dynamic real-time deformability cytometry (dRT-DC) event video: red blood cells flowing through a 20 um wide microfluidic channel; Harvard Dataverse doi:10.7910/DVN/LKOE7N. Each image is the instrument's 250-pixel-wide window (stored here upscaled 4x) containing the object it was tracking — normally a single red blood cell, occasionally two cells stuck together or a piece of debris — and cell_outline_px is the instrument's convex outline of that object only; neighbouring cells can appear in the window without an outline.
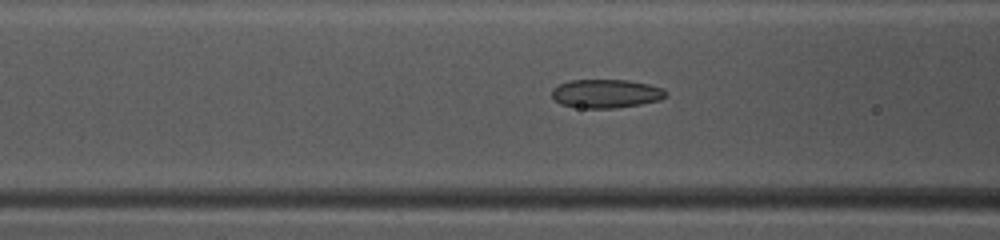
{"species": "common noctule bat (a hibernating species)", "species_latin": "Nyctalus noctula", "temperature_condition": "warm", "stored_images_in_passage": 47, "camera_frame_rate_fps": 3000, "um_per_image_px": 0.085, "animal": {"sex": "female", "body_mass_g": 10.0, "forearm_length_mm": 53.1}, "frame": {"image": 1, "passage_image": 18, "time_ms": 5.667, "image_size_px": [1000, 240], "cell_outline_px": [[668, 96], [660, 100], [640, 104], [616, 108], [580, 108], [560, 104], [552, 96], [552, 88], [560, 84], [572, 80], [628, 80], [648, 84], [664, 88], [668, 92]], "centroid_in_image_um": [51.55, 7.96], "position_along_channel_um": 115.1, "area_um2": 19.13}}
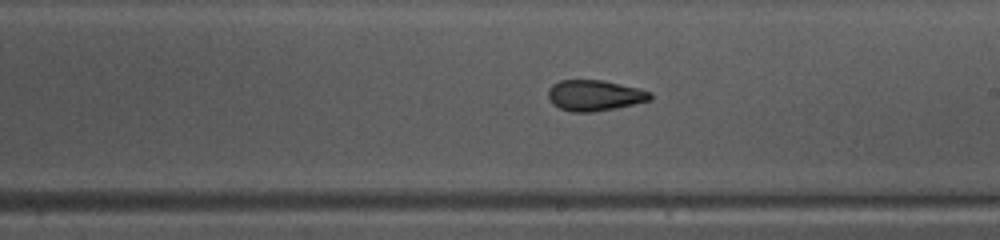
{"frame": {"image": 2, "passage_image": 27, "time_ms": 8.667, "image_size_px": [1000, 240], "cell_outline_px": [[652, 100], [616, 108], [592, 112], [572, 112], [560, 108], [552, 104], [548, 100], [548, 88], [552, 84], [560, 80], [604, 80], [640, 88], [652, 92]], "centroid_in_image_um": [50.55, 8.1], "position_along_channel_um": 238.5, "area_um2": 18.61}}
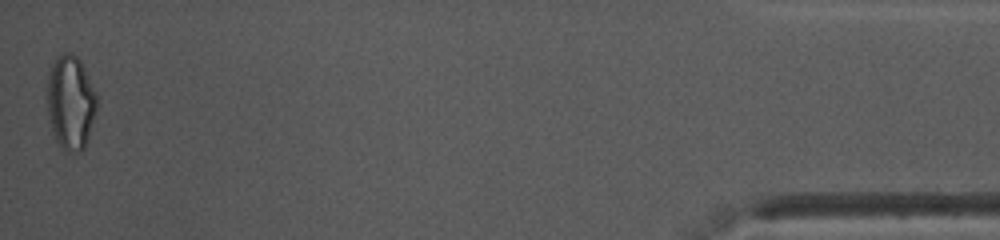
{"frame": {"image": 3, "passage_image": 47, "time_ms": 15.333, "image_size_px": [1000, 240], "cell_outline_px": [[96, 108], [88, 136], [84, 148], [80, 152], [64, 152], [56, 140], [48, 116], [48, 68], [64, 52], [68, 52], [76, 56], [80, 60], [96, 92]], "centroid_in_image_um": [5.99, 8.71], "position_along_channel_um": 429.2, "area_um2": 26.88}, "authors_computed_cell_mechanics": {"area_um2": 19.4208, "velocity_mm_per_s": 4.0984, "shape_relaxation_time_tau1_ms": null, "shape_relaxation_time_tau2_ms": 1.3937, "deformation_change_tau1": null, "deformation_change_tau2": 0.0835}}